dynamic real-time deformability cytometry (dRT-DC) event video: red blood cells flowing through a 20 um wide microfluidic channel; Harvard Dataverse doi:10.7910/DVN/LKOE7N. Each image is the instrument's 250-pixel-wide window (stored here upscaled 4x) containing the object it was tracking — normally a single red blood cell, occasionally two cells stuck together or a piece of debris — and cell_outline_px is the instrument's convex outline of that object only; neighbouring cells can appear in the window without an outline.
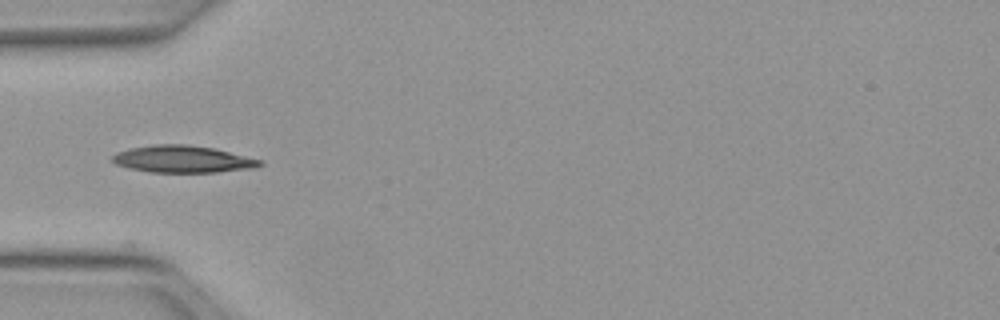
{"species": "Egyptian fruit bat (a non-hibernating species)", "species_latin": "Rousettus aegyptiacus", "temperature_condition": "warm", "stored_images_in_passage": 4, "camera_frame_rate_fps": 3000, "um_per_image_px": 0.085, "animal": {"sex": "female"}, "frame": {"image": 1, "passage_image": 1, "time_ms": 0.0, "image_size_px": [1000, 320], "cell_outline_px": [[264, 164], [256, 168], [216, 172], [148, 172], [128, 168], [116, 164], [112, 160], [112, 156], [116, 152], [132, 148], [152, 144], [188, 144], [212, 148], [260, 160]], "centroid_in_image_um": [15.5, 13.53], "position_along_channel_um": 69.5, "area_um2": 23.12}}